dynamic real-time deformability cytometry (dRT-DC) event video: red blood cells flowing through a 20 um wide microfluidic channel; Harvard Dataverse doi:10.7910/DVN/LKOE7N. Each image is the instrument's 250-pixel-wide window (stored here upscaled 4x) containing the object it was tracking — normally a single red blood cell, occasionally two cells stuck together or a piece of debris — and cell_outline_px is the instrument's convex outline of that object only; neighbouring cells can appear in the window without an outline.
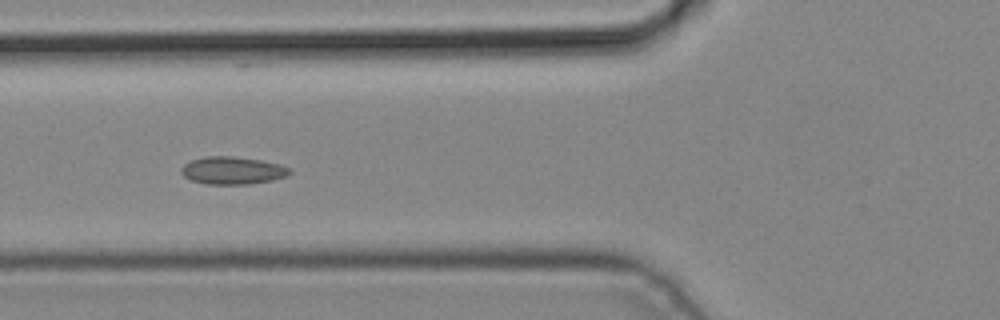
{"species": "common noctule bat (a hibernating species)", "species_latin": "Nyctalus noctula", "temperature_condition": "cold", "stored_images_in_passage": 5, "camera_frame_rate_fps": 3000, "um_per_image_px": 0.085, "animal": {"sex": "male", "body_mass_g": 19.2, "forearm_length_mm": 51.8}, "frame": {"image": 1, "passage_image": 5, "time_ms": 1.333, "image_size_px": [1000, 320], "cell_outline_px": [[292, 172], [284, 176], [272, 180], [248, 184], [208, 184], [192, 180], [184, 176], [180, 172], [180, 168], [184, 164], [192, 160], [204, 156], [232, 156], [260, 160], [280, 164], [288, 168]], "centroid_in_image_um": [19.73, 14.48], "position_along_channel_um": 106.1, "area_um2": 17.28}}